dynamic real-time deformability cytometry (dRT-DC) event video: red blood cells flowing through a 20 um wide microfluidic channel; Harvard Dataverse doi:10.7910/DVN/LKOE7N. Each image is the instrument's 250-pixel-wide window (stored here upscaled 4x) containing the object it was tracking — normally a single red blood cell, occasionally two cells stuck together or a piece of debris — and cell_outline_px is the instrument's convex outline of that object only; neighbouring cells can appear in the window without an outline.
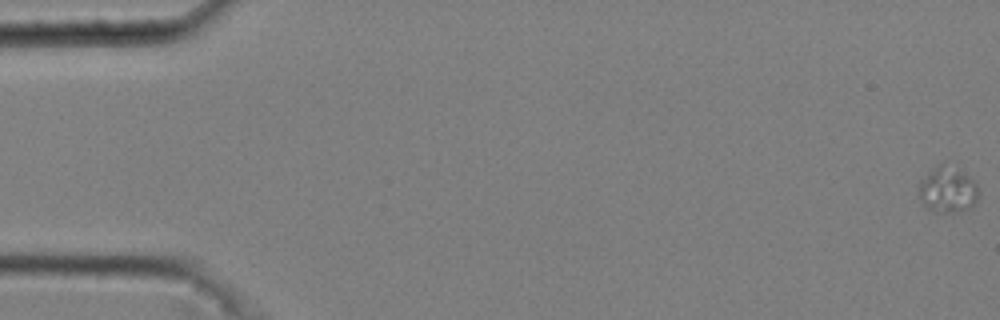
{"species": "common noctule bat (a hibernating species)", "species_latin": "Nyctalus noctula", "temperature_condition": "cold", "stored_images_in_passage": 44, "camera_frame_rate_fps": 3000, "um_per_image_px": 0.085, "animal": {"sex": "male", "body_mass_g": 20.4}, "frame": {"image": 1, "passage_image": 1, "time_ms": 0.0, "image_size_px": [1000, 320], "cell_outline_px": [[980, 192], [976, 200], [968, 208], [956, 212], [944, 212], [924, 208], [920, 204], [916, 192], [920, 180], [936, 164], [940, 164], [960, 172], [972, 180], [976, 184]], "centroid_in_image_um": [80.46, 16.17], "position_along_channel_um": 4.5, "area_um2": 15.84}}
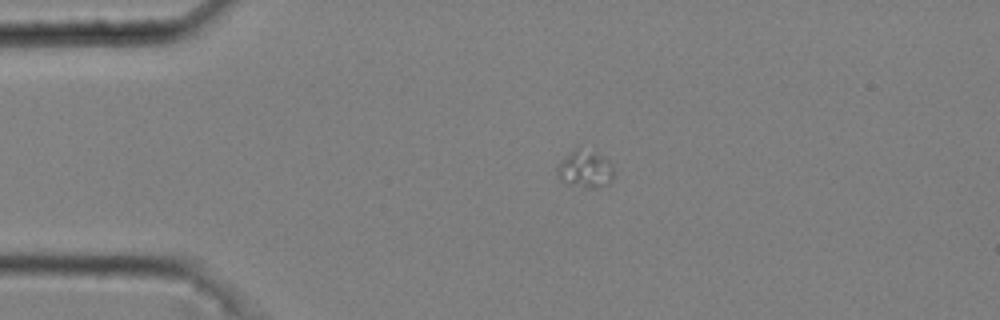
{"frame": {"image": 2, "passage_image": 13, "time_ms": 4.0, "image_size_px": [1000, 320], "cell_outline_px": [[612, 180], [608, 184], [592, 188], [584, 188], [568, 184], [560, 180], [556, 176], [556, 168], [580, 144], [596, 152], [608, 160], [612, 164]], "centroid_in_image_um": [49.73, 14.36], "position_along_channel_um": 35.3, "area_um2": 12.43}}